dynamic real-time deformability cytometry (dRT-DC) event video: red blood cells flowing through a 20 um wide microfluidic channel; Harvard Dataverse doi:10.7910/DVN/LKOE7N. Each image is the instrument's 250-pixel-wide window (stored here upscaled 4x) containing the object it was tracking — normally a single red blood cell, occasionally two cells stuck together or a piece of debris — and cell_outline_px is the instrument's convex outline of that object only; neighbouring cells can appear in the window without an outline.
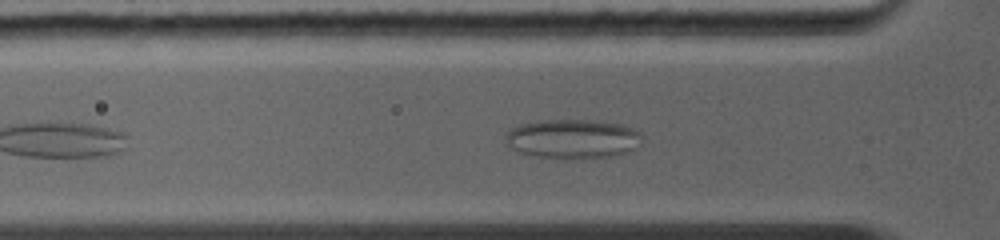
{"species": "common noctule bat (a hibernating species)", "species_latin": "Nyctalus noctula", "temperature_condition": "warm", "stored_images_in_passage": 20, "camera_frame_rate_fps": 5000, "um_per_image_px": 0.085, "animal": {"sex": "female", "body_mass_g": 19.0, "forearm_length_mm": 56.7}, "frame": {"image": 1, "passage_image": 5, "time_ms": 2.0, "image_size_px": [1000, 240], "cell_outline_px": [[640, 136], [636, 148], [628, 152], [612, 156], [568, 160], [564, 160], [532, 156], [520, 152], [512, 148], [504, 140], [504, 136], [512, 128], [520, 124], [544, 120], [584, 120], [624, 124], [640, 132]], "centroid_in_image_um": [48.65, 11.83], "position_along_channel_um": 77.2, "area_um2": 31.5}}
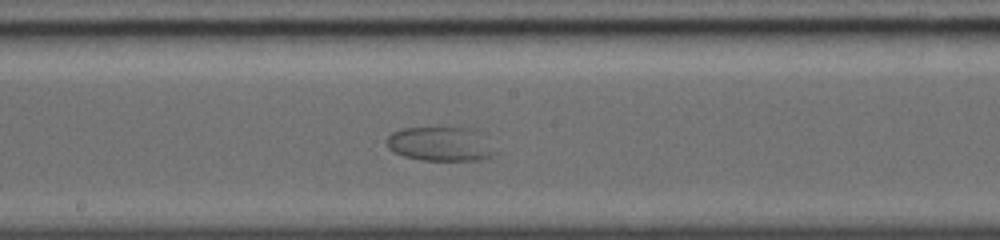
{"frame": {"image": 2, "passage_image": 12, "time_ms": 5.2, "image_size_px": [1000, 240], "cell_outline_px": [[500, 152], [492, 156], [480, 160], [420, 160], [404, 156], [388, 148], [388, 136], [392, 132], [404, 128], [468, 128]], "centroid_in_image_um": [37.42, 12.26], "position_along_channel_um": 210.8, "area_um2": 21.1}}
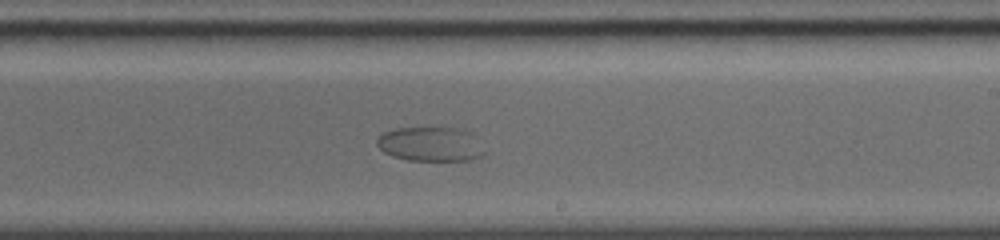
{"frame": {"image": 3, "passage_image": 14, "time_ms": 6.2, "image_size_px": [1000, 240], "cell_outline_px": [[488, 152], [484, 156], [472, 160], [408, 160], [392, 156], [384, 152], [376, 144], [376, 140], [384, 132], [396, 128], [464, 128], [472, 132]], "centroid_in_image_um": [36.68, 12.25], "position_along_channel_um": 252.3, "area_um2": 21.91}}